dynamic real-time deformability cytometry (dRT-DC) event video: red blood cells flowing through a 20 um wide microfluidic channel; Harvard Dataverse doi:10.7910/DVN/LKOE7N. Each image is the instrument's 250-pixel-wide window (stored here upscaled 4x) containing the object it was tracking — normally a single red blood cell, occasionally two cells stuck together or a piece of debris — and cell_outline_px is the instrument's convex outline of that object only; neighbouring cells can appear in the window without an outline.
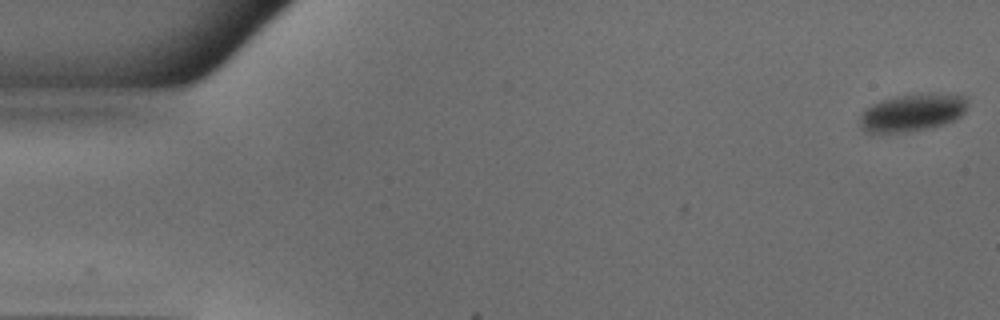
{"species": "common noctule bat (a hibernating species)", "species_latin": "Nyctalus noctula", "temperature_condition": "warm", "stored_images_in_passage": 9, "camera_frame_rate_fps": 3000, "um_per_image_px": 0.085, "animal": {"sex": "male", "body_mass_g": 18.8}, "frame": {"image": 1, "passage_image": 1, "time_ms": 0.0, "image_size_px": [1000, 320], "cell_outline_px": [[968, 104], [964, 112], [960, 116], [944, 124], [932, 128], [904, 132], [868, 132], [860, 124], [860, 116], [864, 108], [880, 100], [896, 96], [968, 96]], "centroid_in_image_um": [77.51, 9.61], "position_along_channel_um": 7.5, "area_um2": 22.72}}